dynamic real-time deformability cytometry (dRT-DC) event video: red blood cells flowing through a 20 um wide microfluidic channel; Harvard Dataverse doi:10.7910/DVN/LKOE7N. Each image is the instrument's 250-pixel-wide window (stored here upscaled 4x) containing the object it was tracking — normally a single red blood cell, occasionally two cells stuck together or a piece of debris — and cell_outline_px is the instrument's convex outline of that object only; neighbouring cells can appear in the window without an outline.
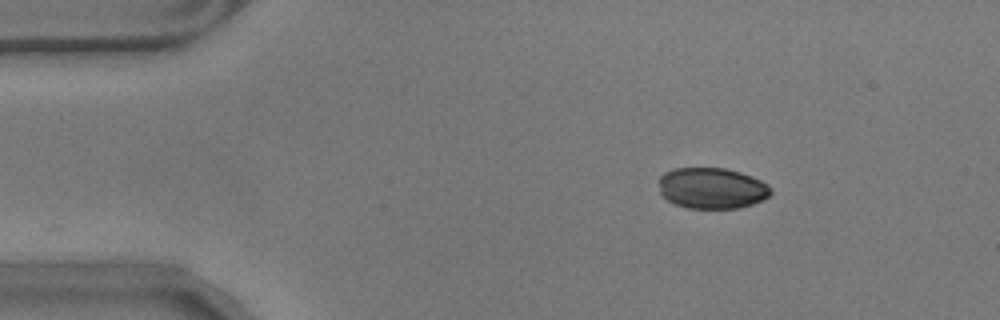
{"species": "common noctule bat (a hibernating species)", "species_latin": "Nyctalus noctula", "temperature_condition": "warm", "stored_images_in_passage": 36, "camera_frame_rate_fps": 3000, "um_per_image_px": 0.085, "animal": {"sex": "male", "body_mass_g": 17.9}, "frame": {"image": 1, "passage_image": 2, "time_ms": 0.333, "image_size_px": [1000, 320], "cell_outline_px": [[772, 192], [764, 200], [740, 208], [688, 208], [676, 204], [668, 200], [660, 192], [660, 176], [664, 172], [676, 168], [724, 168], [740, 172], [752, 176], [768, 184]], "centroid_in_image_um": [60.53, 15.99], "position_along_channel_um": 24.5, "area_um2": 26.7}}
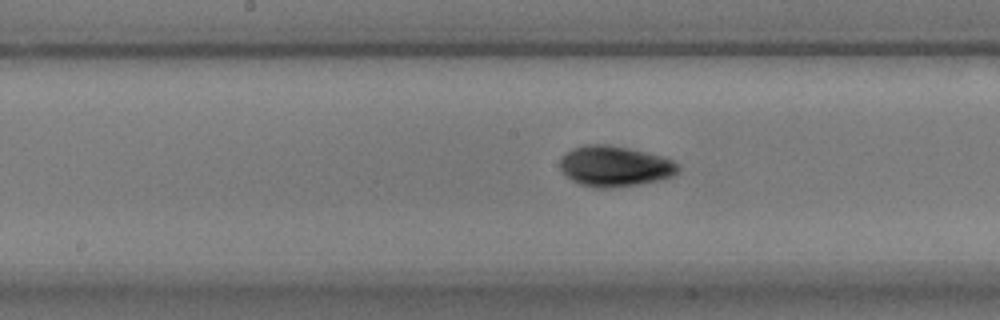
{"frame": {"image": 2, "passage_image": 22, "time_ms": 7.0, "image_size_px": [1000, 320], "cell_outline_px": [[680, 172], [672, 176], [660, 180], [640, 184], [612, 188], [596, 188], [580, 184], [572, 180], [560, 168], [560, 156], [572, 148], [584, 144], [608, 144], [628, 148], [660, 156], [672, 160], [680, 164]], "centroid_in_image_um": [52.26, 14.13], "position_along_channel_um": 195.9, "area_um2": 28.15}}
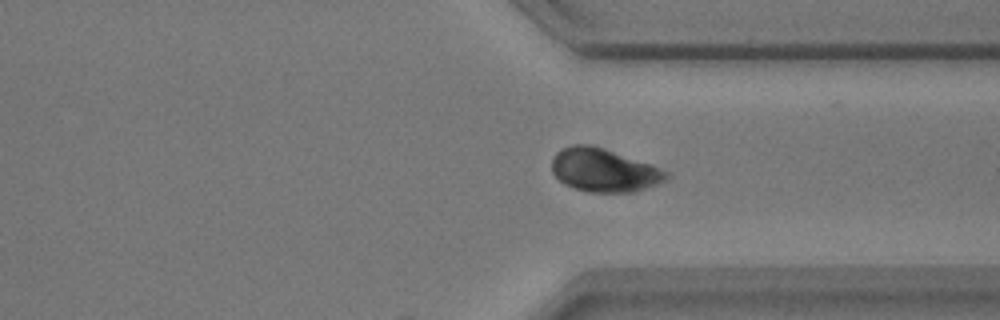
{"frame": {"image": 3, "passage_image": 36, "time_ms": 11.667, "image_size_px": [1000, 320], "cell_outline_px": [[668, 176], [664, 180], [636, 192], [588, 192], [564, 184], [552, 172], [552, 160], [556, 152], [572, 144], [592, 144], [652, 164], [668, 172]], "centroid_in_image_um": [51.32, 14.45], "position_along_channel_um": 360.1, "area_um2": 28.78}}